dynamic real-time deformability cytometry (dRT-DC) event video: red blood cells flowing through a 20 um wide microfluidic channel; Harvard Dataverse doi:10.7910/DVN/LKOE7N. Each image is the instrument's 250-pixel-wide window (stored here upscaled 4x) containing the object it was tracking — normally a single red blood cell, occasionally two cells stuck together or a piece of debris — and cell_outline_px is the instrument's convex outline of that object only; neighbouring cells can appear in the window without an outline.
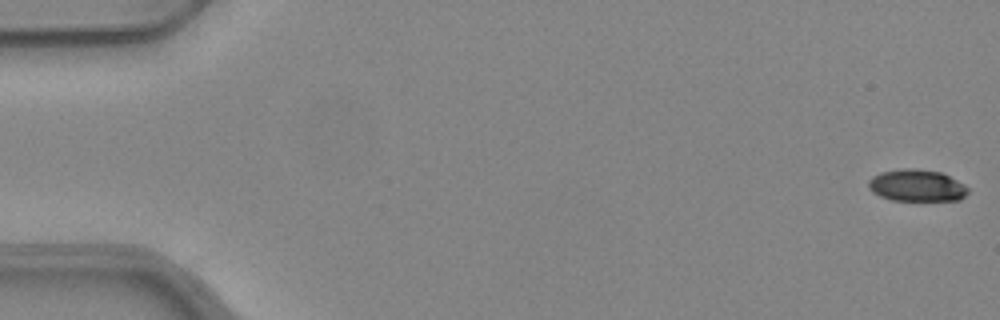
{"species": "common noctule bat (a hibernating species)", "species_latin": "Nyctalus noctula", "temperature_condition": "warm", "stored_images_in_passage": 50, "camera_frame_rate_fps": 3000, "um_per_image_px": 0.085, "animal": {"sex": "female", "body_mass_g": 24.6, "forearm_length_mm": 56.2}, "frame": {"image": 1, "passage_image": 1, "time_ms": 0.0, "image_size_px": [1000, 320], "cell_outline_px": [[968, 192], [960, 200], [892, 200], [880, 196], [872, 192], [868, 188], [868, 180], [872, 176], [880, 172], [900, 168], [916, 168], [940, 172], [964, 184], [968, 188]], "centroid_in_image_um": [77.88, 15.76], "position_along_channel_um": 7.1, "area_um2": 18.55}}
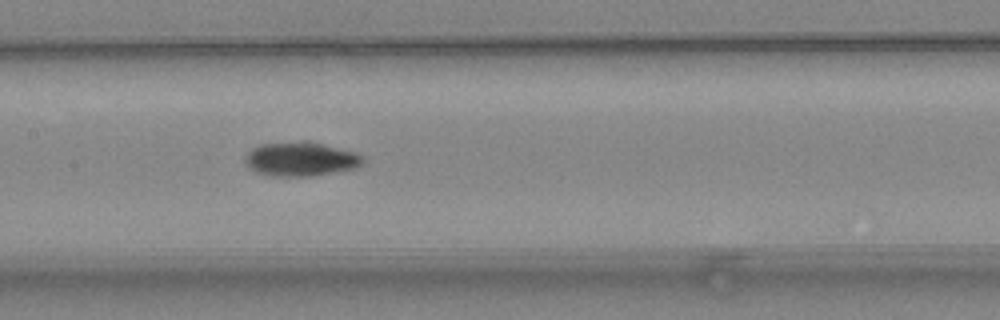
{"frame": {"image": 2, "passage_image": 26, "time_ms": 8.333, "image_size_px": [1000, 320], "cell_outline_px": [[364, 164], [356, 168], [336, 172], [308, 176], [272, 176], [256, 172], [248, 168], [244, 160], [244, 156], [252, 148], [260, 144], [320, 144], [356, 152], [364, 156]], "centroid_in_image_um": [25.57, 13.57], "position_along_channel_um": 181.8, "area_um2": 22.77}}
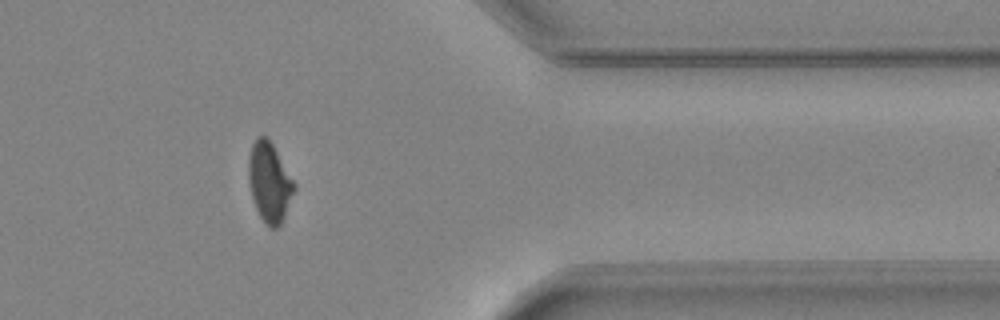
{"frame": {"image": 3, "passage_image": 43, "time_ms": 14.0, "image_size_px": [1000, 320], "cell_outline_px": [[296, 188], [284, 216], [280, 224], [276, 228], [272, 228], [260, 216], [256, 208], [252, 196], [248, 180], [248, 160], [252, 144], [260, 136], [264, 136], [272, 144], [296, 184]], "centroid_in_image_um": [22.9, 15.48], "position_along_channel_um": 388.5, "area_um2": 20.69}, "authors_computed_cell_mechanics": {"area_um2": 21.3571, "velocity_mm_per_s": 3.973, "shape_relaxation_time_tau1_ms": 9.4198, "shape_relaxation_time_tau2_ms": 6.3093, "deformation_change_tau1": 0.2113, "deformation_change_tau2": 0.1219}}